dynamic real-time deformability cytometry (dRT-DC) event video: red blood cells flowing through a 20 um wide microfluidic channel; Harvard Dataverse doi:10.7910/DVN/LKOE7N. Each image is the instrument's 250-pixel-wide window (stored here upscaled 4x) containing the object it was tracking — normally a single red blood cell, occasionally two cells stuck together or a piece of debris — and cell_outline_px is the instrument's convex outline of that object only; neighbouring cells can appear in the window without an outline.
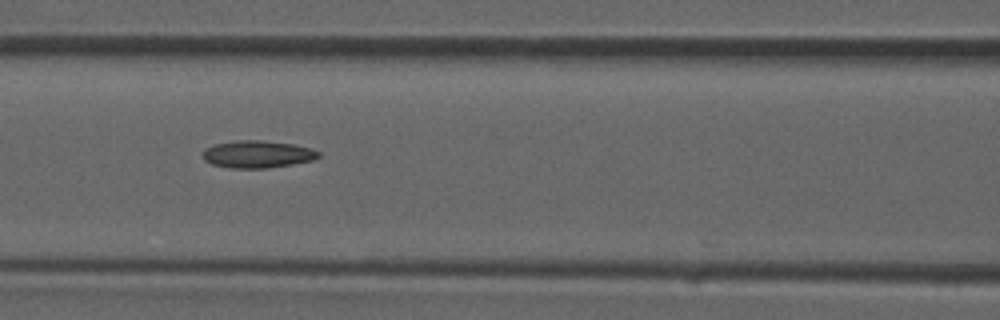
{"species": "common noctule bat (a hibernating species)", "species_latin": "Nyctalus noctula", "temperature_condition": "room temperature", "stored_images_in_passage": 12, "camera_frame_rate_fps": 3000, "um_per_image_px": 0.085, "animal": {"sex": "male", "forearm_length_mm": 52.5}, "frame": {"image": 1, "passage_image": 10, "time_ms": 3.0, "image_size_px": [1000, 320], "cell_outline_px": [[320, 156], [312, 160], [292, 164], [264, 168], [232, 168], [212, 164], [204, 160], [204, 148], [216, 144], [240, 140], [260, 140], [292, 144], [312, 148], [320, 152]], "centroid_in_image_um": [21.9, 13.11], "position_along_channel_um": 144.7, "area_um2": 18.21}}